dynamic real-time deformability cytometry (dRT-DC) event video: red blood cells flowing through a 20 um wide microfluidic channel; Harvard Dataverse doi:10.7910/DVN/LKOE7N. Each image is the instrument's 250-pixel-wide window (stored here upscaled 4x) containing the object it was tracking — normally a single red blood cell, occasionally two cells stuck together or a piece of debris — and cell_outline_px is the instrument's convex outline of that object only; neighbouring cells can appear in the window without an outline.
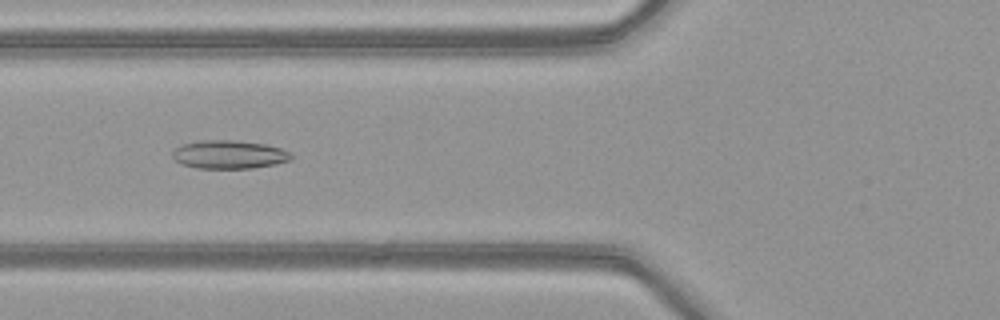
{"species": "common noctule bat (a hibernating species)", "species_latin": "Nyctalus noctula", "temperature_condition": "warm", "stored_images_in_passage": 27, "segment_of_instrument_passage": [1, 2], "camera_frame_rate_fps": 3000, "um_per_image_px": 0.085, "animal": {"sex": "female", "body_mass_g": 21.9}, "frame": {"image": 1, "passage_image": 7, "time_ms": 2.0, "image_size_px": [1000, 320], "cell_outline_px": [[292, 156], [288, 160], [276, 164], [252, 168], [196, 168], [180, 164], [172, 156], [172, 152], [176, 148], [184, 144], [200, 140], [236, 140], [264, 144], [280, 148], [288, 152]], "centroid_in_image_um": [19.44, 13.13], "position_along_channel_um": 106.4, "area_um2": 19.48}}
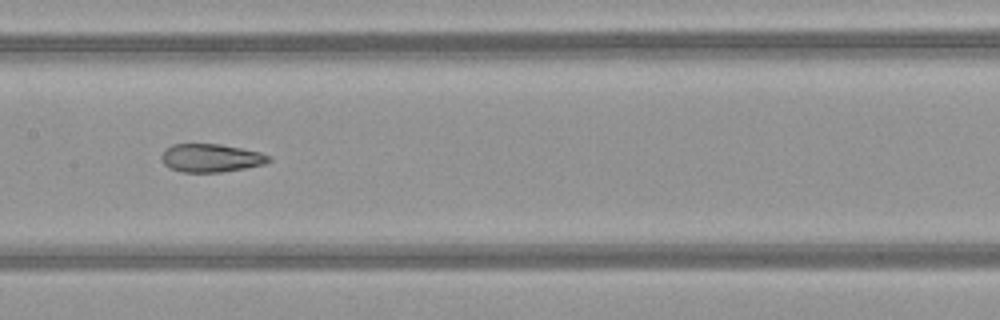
{"frame": {"image": 2, "passage_image": 13, "time_ms": 4.0, "image_size_px": [1000, 320], "cell_outline_px": [[272, 160], [264, 164], [244, 168], [220, 172], [180, 172], [168, 168], [160, 160], [160, 156], [164, 148], [172, 144], [220, 144], [260, 152], [272, 156]], "centroid_in_image_um": [17.88, 13.42], "position_along_channel_um": 189.5, "area_um2": 17.86}}
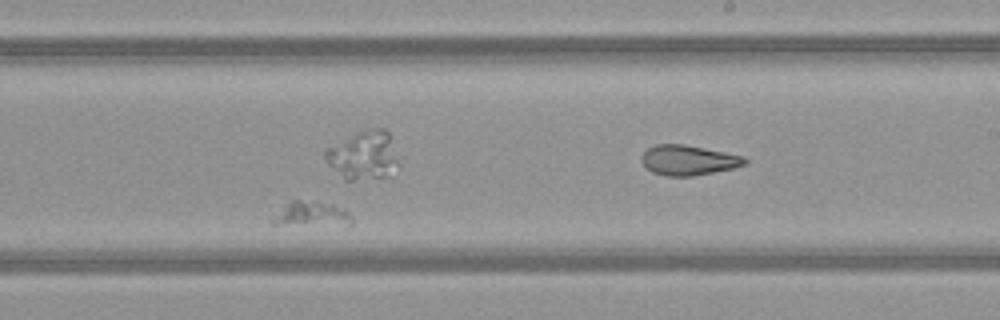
{"frame": {"image": 3, "passage_image": 16, "time_ms": 5.0, "image_size_px": [1000, 320], "cell_outline_px": [[352, 224], [348, 228], [272, 224], [268, 220], [284, 204], [292, 200], [300, 200], [332, 204], [348, 212], [352, 216]], "centroid_in_image_um": [26.49, 18.28], "position_along_channel_um": 262.5, "area_um2": 12.37}}